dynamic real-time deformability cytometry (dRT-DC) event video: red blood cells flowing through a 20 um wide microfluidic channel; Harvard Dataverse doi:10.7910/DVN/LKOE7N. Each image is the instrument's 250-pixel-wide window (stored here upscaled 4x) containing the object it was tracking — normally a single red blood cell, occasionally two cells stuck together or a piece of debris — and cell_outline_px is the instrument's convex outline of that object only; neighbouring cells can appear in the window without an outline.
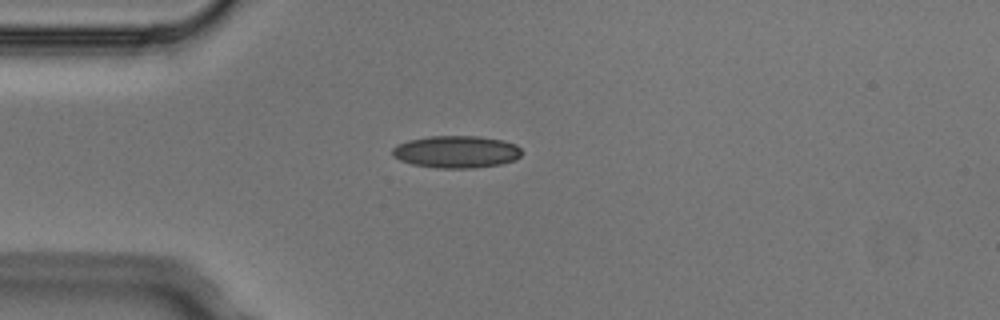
{"species": "Egyptian fruit bat (a non-hibernating species)", "species_latin": "Rousettus aegyptiacus", "temperature_condition": "cold", "stored_images_in_passage": 2, "camera_frame_rate_fps": 3000, "um_per_image_px": 0.085, "animal": {"sex": "male"}, "frame": {"image": 1, "passage_image": 1, "time_ms": 0.0, "image_size_px": [1000, 320], "cell_outline_px": [[520, 156], [516, 160], [500, 164], [472, 168], [436, 168], [412, 164], [400, 160], [392, 156], [392, 148], [396, 144], [408, 140], [428, 136], [480, 136], [504, 140], [516, 144], [520, 148]], "centroid_in_image_um": [38.77, 12.9], "position_along_channel_um": 46.2, "area_um2": 24.51}}